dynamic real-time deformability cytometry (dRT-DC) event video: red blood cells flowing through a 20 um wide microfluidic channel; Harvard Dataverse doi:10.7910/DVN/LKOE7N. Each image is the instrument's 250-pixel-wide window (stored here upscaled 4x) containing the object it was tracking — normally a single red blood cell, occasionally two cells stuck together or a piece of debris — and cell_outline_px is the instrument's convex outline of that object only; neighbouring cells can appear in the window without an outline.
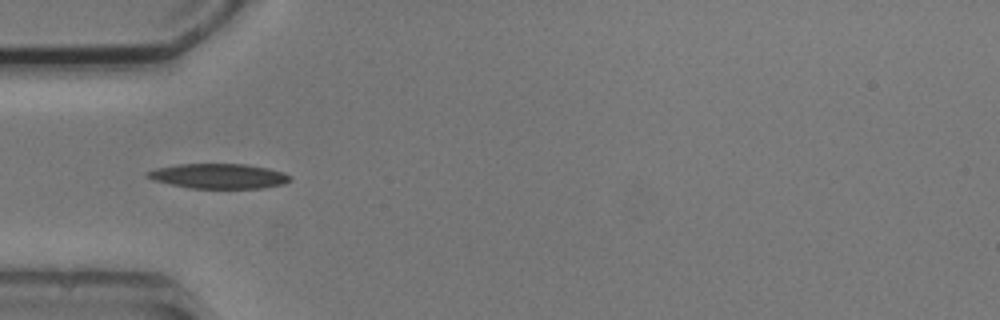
{"species": "common noctule bat (a hibernating species)", "species_latin": "Nyctalus noctula", "temperature_condition": "cold", "stored_images_in_passage": 6, "camera_frame_rate_fps": 3000, "um_per_image_px": 0.085, "animal": {"sex": "male", "body_mass_g": 20.5, "forearm_length_mm": 52.5}, "frame": {"image": 1, "passage_image": 1, "time_ms": 0.0, "image_size_px": [1000, 320], "cell_outline_px": [[292, 180], [284, 184], [264, 188], [192, 188], [152, 180], [144, 176], [144, 172], [156, 168], [176, 164], [244, 164], [268, 168], [292, 176]], "centroid_in_image_um": [18.56, 14.96], "position_along_channel_um": 66.4, "area_um2": 20.75}}